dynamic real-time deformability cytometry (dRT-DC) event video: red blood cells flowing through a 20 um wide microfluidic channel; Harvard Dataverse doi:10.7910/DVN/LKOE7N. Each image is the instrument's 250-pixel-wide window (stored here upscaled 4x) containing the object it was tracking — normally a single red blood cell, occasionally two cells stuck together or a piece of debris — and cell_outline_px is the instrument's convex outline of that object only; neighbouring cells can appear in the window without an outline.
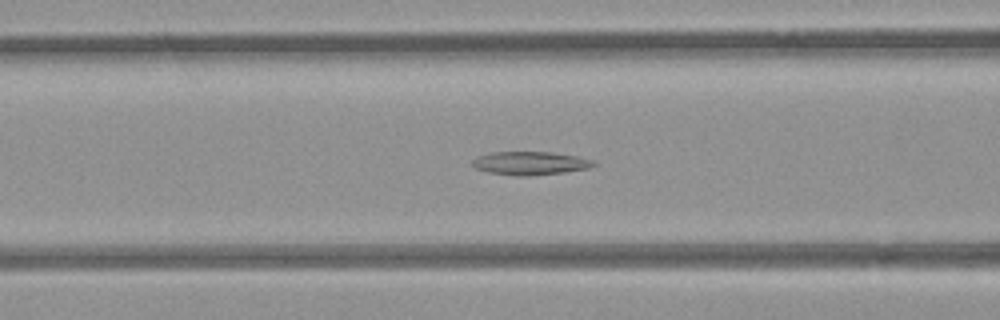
{"species": "common noctule bat (a hibernating species)", "species_latin": "Nyctalus noctula", "temperature_condition": "room temperature", "stored_images_in_passage": 54, "camera_frame_rate_fps": 3000, "um_per_image_px": 0.085, "animal": {"sex": "female", "body_mass_g": 21.9}, "frame": {"image": 1, "passage_image": 21, "time_ms": 6.667, "image_size_px": [1000, 320], "cell_outline_px": [[596, 164], [588, 168], [564, 172], [524, 176], [516, 176], [488, 172], [476, 168], [472, 164], [472, 160], [480, 156], [492, 152], [552, 152], [576, 156], [592, 160]], "centroid_in_image_um": [45.05, 13.87], "position_along_channel_um": 121.5, "area_um2": 16.24}}
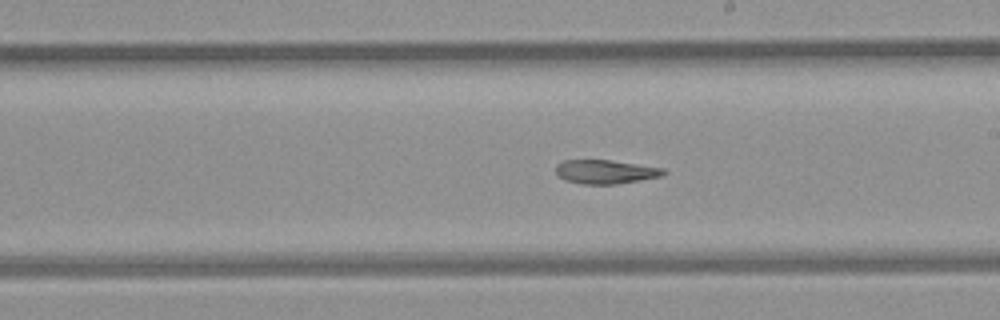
{"frame": {"image": 2, "passage_image": 30, "time_ms": 9.667, "image_size_px": [1000, 320], "cell_outline_px": [[668, 172], [664, 176], [616, 184], [580, 184], [564, 180], [556, 176], [556, 164], [564, 160], [608, 160], [664, 168]], "centroid_in_image_um": [51.45, 14.61], "position_along_channel_um": 237.5, "area_um2": 15.14}}
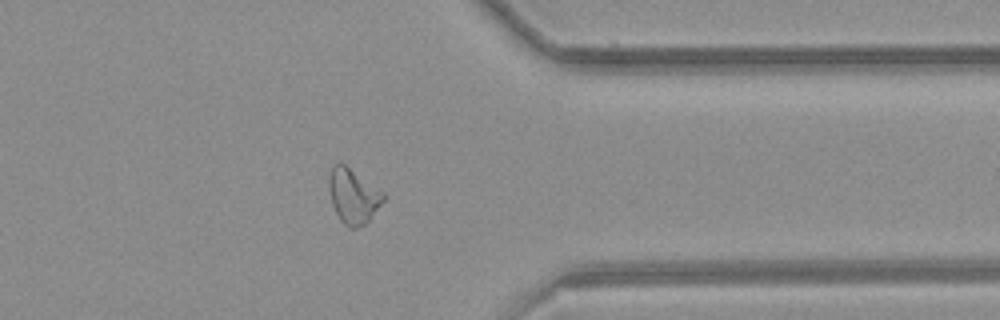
{"frame": {"image": 3, "passage_image": 42, "time_ms": 13.667, "image_size_px": [1000, 320], "cell_outline_px": [[388, 196], [368, 220], [364, 224], [356, 228], [348, 228], [340, 220], [332, 204], [328, 184], [328, 176], [332, 164], [344, 164], [384, 192]], "centroid_in_image_um": [30.02, 16.66], "position_along_channel_um": 381.4, "area_um2": 17.34}, "authors_computed_cell_mechanics": {"area_um2": 17.629, "velocity_mm_per_s": 3.8608, "shape_relaxation_time_tau1_ms": null, "shape_relaxation_time_tau2_ms": 6.5887, "deformation_change_tau1": null, "deformation_change_tau2": 0.1482}}